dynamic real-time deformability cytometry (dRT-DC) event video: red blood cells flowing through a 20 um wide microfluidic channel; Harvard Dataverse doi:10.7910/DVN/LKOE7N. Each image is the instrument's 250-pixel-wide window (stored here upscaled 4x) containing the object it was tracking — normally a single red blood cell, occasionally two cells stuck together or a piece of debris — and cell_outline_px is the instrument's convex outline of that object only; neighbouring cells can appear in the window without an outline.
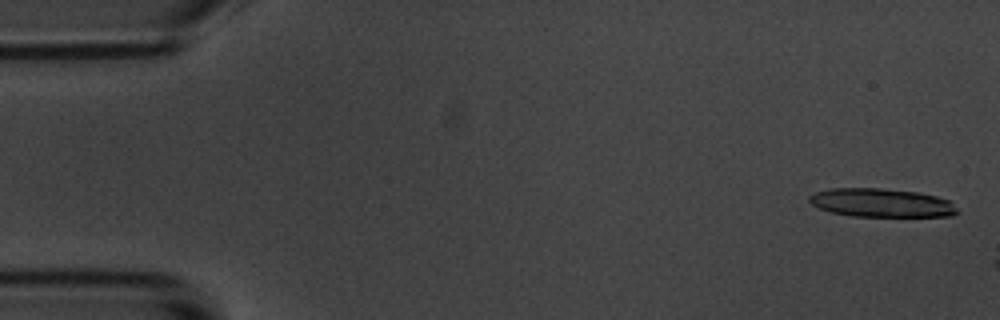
{"species": "common noctule bat (a hibernating species)", "species_latin": "Nyctalus noctula", "temperature_condition": "room temperature", "stored_images_in_passage": 8, "camera_frame_rate_fps": 3000, "um_per_image_px": 0.085, "animal": {"sex": "male", "body_mass_g": 20.1, "forearm_length_mm": 53.5}, "frame": {"image": 1, "passage_image": 2, "time_ms": 0.333, "image_size_px": [1000, 320], "cell_outline_px": [[960, 212], [952, 216], [852, 216], [828, 212], [812, 204], [808, 200], [808, 196], [816, 192], [828, 188], [880, 188], [920, 192], [936, 196], [948, 200]], "centroid_in_image_um": [74.9, 17.23], "position_along_channel_um": 10.1, "area_um2": 24.74}}